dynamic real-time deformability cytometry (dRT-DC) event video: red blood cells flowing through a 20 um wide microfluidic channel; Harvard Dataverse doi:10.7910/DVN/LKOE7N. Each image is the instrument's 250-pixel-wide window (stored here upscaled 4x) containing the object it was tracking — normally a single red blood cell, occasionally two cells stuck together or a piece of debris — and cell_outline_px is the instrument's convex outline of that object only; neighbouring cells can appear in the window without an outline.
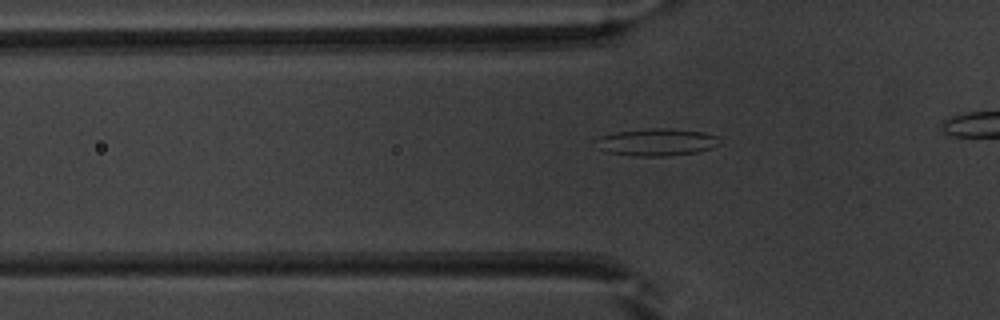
{"species": "common noctule bat (a hibernating species)", "species_latin": "Nyctalus noctula", "temperature_condition": "warm", "stored_images_in_passage": 26, "camera_frame_rate_fps": 3000, "um_per_image_px": 0.085, "animal": {"sex": "male", "body_mass_g": 20.1, "forearm_length_mm": 53.5}, "frame": {"image": 1, "passage_image": 3, "time_ms": 0.667, "image_size_px": [1000, 320], "cell_outline_px": [[720, 144], [712, 148], [696, 152], [664, 156], [636, 156], [608, 152], [600, 148], [592, 140], [600, 136], [616, 132], [652, 128], [672, 128], [704, 132], [720, 136]], "centroid_in_image_um": [55.85, 12.07], "position_along_channel_um": 70.0, "area_um2": 19.77}}
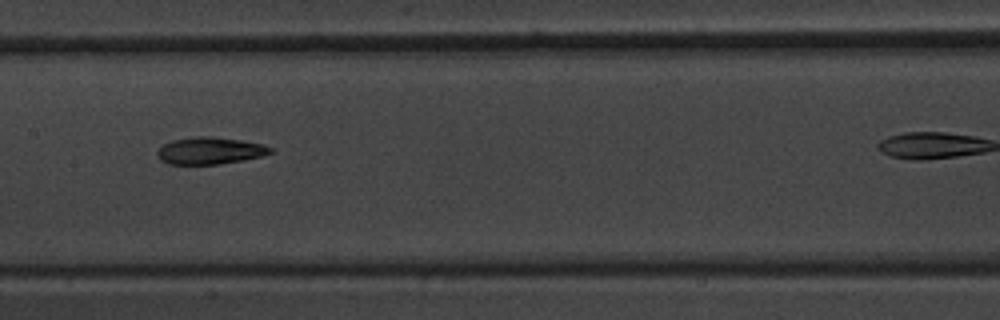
{"frame": {"image": 2, "passage_image": 12, "time_ms": 3.667, "image_size_px": [1000, 320], "cell_outline_px": [[276, 152], [244, 160], [220, 164], [168, 164], [160, 160], [156, 156], [156, 152], [164, 144], [172, 140], [192, 136], [212, 136], [240, 140], [264, 144], [276, 148]], "centroid_in_image_um": [17.88, 12.8], "position_along_channel_um": 189.5, "area_um2": 18.15}}
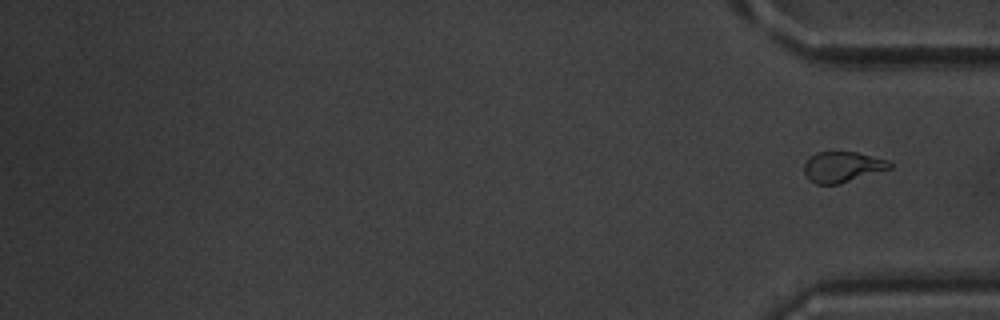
{"frame": {"image": 3, "passage_image": 26, "time_ms": 8.333, "image_size_px": [1000, 320], "cell_outline_px": [[892, 168], [836, 184], [816, 184], [808, 180], [804, 172], [804, 164], [816, 152], [856, 152], [888, 160], [892, 164]], "centroid_in_image_um": [71.59, 14.18], "position_along_channel_um": 363.6, "area_um2": 15.03}}